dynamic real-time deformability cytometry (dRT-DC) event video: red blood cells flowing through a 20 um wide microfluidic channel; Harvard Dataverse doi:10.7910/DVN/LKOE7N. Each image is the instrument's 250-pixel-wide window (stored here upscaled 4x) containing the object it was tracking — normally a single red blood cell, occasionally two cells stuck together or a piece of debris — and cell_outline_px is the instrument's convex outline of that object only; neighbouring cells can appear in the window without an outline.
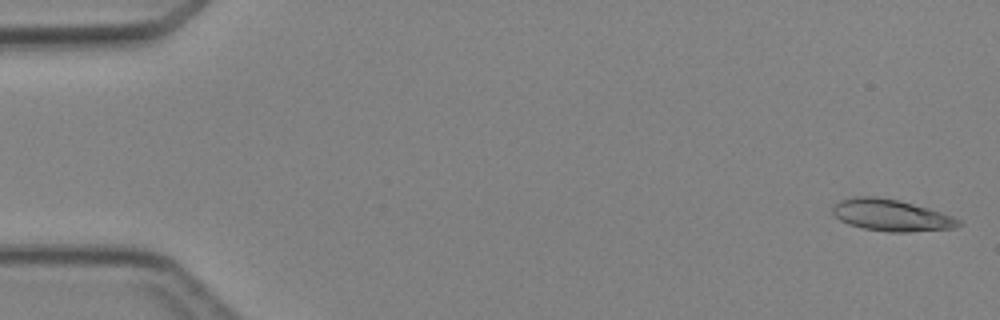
{"species": "Egyptian fruit bat (a non-hibernating species)", "species_latin": "Rousettus aegyptiacus", "temperature_condition": "cold", "stored_images_in_passage": 5, "camera_frame_rate_fps": 3000, "um_per_image_px": 0.085, "animal": {"sex": "female"}, "frame": {"image": 1, "passage_image": 1, "time_ms": 0.0, "image_size_px": [1000, 320], "cell_outline_px": [[964, 224], [956, 228], [908, 232], [888, 232], [864, 228], [848, 224], [840, 220], [832, 212], [832, 204], [840, 200], [852, 196], [876, 196], [896, 200], [928, 208], [952, 216], [960, 220]], "centroid_in_image_um": [75.74, 18.29], "position_along_channel_um": 9.3, "area_um2": 23.29}}
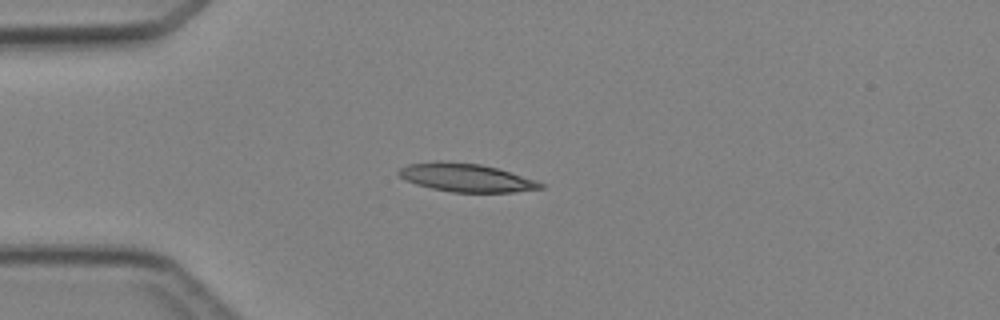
{"frame": {"image": 2, "passage_image": 4, "time_ms": 3.667, "image_size_px": [1000, 320], "cell_outline_px": [[544, 188], [512, 192], [452, 192], [432, 188], [416, 184], [400, 176], [396, 172], [400, 168], [408, 164], [436, 160], [440, 160], [480, 164], [496, 168], [544, 184]], "centroid_in_image_um": [39.55, 15.09], "position_along_channel_um": 45.5, "area_um2": 23.0}}